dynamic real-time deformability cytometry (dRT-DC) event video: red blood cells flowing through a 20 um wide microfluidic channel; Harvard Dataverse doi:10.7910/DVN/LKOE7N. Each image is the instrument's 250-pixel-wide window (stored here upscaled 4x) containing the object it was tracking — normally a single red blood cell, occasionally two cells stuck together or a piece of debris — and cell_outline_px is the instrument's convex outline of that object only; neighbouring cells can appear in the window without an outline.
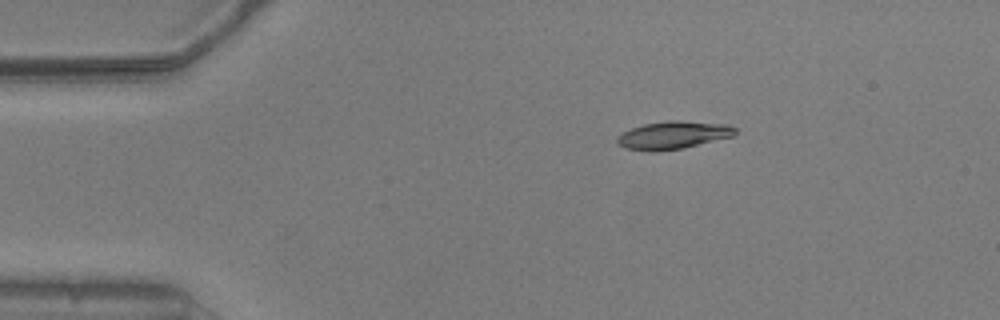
{"species": "common noctule bat (a hibernating species)", "species_latin": "Nyctalus noctula", "temperature_condition": "warm", "stored_images_in_passage": 45, "camera_frame_rate_fps": 3000, "um_per_image_px": 0.085, "animal": {"sex": "male", "body_mass_g": 20.5, "forearm_length_mm": 52.5}, "frame": {"image": 1, "passage_image": 1, "time_ms": 0.0, "image_size_px": [1000, 320], "cell_outline_px": [[736, 132], [732, 136], [684, 148], [656, 152], [652, 152], [624, 148], [616, 144], [616, 136], [632, 128], [644, 124], [668, 120], [676, 120], [728, 124], [736, 128]], "centroid_in_image_um": [57.18, 11.49], "position_along_channel_um": 27.8, "area_um2": 19.25}}
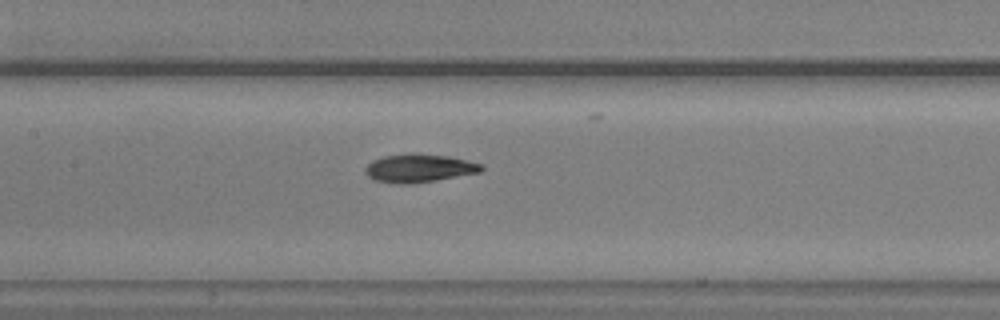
{"frame": {"image": 2, "passage_image": 17, "time_ms": 5.333, "image_size_px": [1000, 320], "cell_outline_px": [[484, 168], [480, 172], [436, 180], [412, 184], [400, 184], [376, 180], [368, 176], [364, 172], [364, 168], [372, 160], [384, 156], [412, 152], [448, 156], [484, 164]], "centroid_in_image_um": [35.62, 14.28], "position_along_channel_um": 171.8, "area_um2": 19.25}}
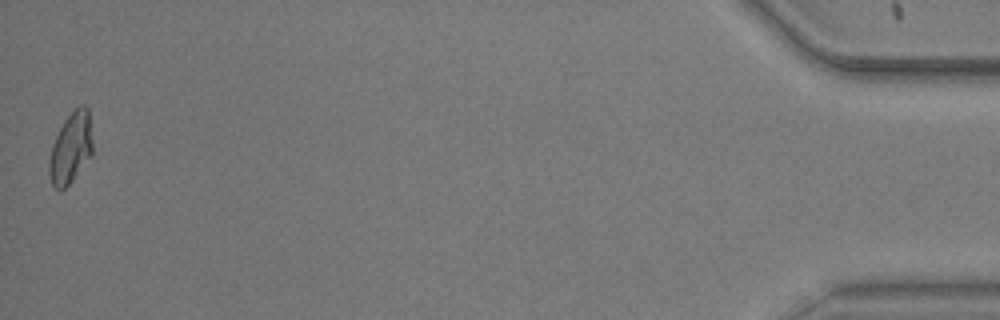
{"frame": {"image": 3, "passage_image": 45, "time_ms": 14.667, "image_size_px": [1000, 320], "cell_outline_px": [[92, 156], [72, 180], [60, 192], [52, 184], [48, 172], [48, 160], [52, 144], [64, 120], [80, 104], [84, 104], [88, 108], [92, 140]], "centroid_in_image_um": [6.01, 12.59], "position_along_channel_um": 429.2, "area_um2": 17.98}, "authors_computed_cell_mechanics": {"area_um2": 18.3226, "velocity_mm_per_s": 3.7764, "shape_relaxation_time_tau1_ms": 3.9467, "shape_relaxation_time_tau2_ms": 3.4113, "deformation_change_tau1": 0.1726, "deformation_change_tau2": 0.0764}}